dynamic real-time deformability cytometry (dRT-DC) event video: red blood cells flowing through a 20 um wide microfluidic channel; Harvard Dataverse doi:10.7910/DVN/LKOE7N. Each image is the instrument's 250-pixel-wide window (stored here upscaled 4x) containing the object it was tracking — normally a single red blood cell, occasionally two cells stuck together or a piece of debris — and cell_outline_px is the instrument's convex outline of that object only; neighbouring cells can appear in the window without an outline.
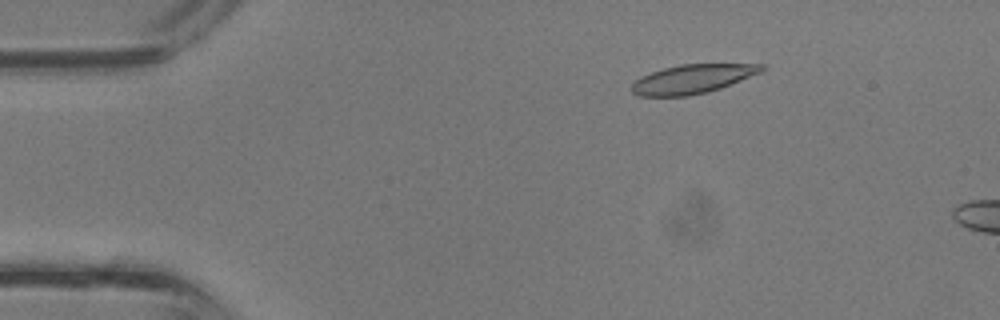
{"species": "common noctule bat (a hibernating species)", "species_latin": "Nyctalus noctula", "temperature_condition": "room temperature", "stored_images_in_passage": 6, "camera_frame_rate_fps": 3000, "um_per_image_px": 0.085, "animal": {"sex": "male", "body_mass_g": 13.3}, "frame": {"image": 1, "passage_image": 3, "time_ms": 0.667, "image_size_px": [1000, 320], "cell_outline_px": [[768, 68], [760, 72], [720, 88], [708, 92], [688, 96], [640, 96], [632, 92], [632, 84], [640, 76], [664, 68], [680, 64], [768, 64]], "centroid_in_image_um": [58.87, 6.71], "position_along_channel_um": 26.1, "area_um2": 21.85}}